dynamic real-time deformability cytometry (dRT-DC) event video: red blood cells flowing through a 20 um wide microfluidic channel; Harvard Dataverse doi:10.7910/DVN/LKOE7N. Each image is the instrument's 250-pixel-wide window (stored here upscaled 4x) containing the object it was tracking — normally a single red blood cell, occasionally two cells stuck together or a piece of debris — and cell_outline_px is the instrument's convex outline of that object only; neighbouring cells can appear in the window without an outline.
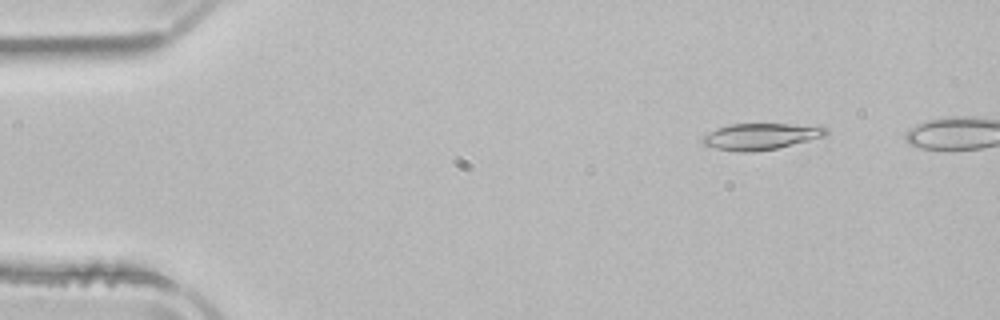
{"species": "common noctule bat (a hibernating species)", "species_latin": "Nyctalus noctula", "temperature_condition": "room temperature", "stored_images_in_passage": 46, "camera_frame_rate_fps": 3000, "um_per_image_px": 0.085, "animal": {"sex": "male", "body_mass_g": 21.5, "forearm_length_mm": 52.0}, "frame": {"image": 1, "passage_image": 6, "time_ms": 1.667, "image_size_px": [1000, 320], "cell_outline_px": [[828, 132], [824, 136], [776, 148], [752, 152], [740, 152], [716, 148], [704, 144], [700, 140], [704, 136], [716, 128], [728, 124], [824, 124], [828, 128]], "centroid_in_image_um": [64.73, 11.57], "position_along_channel_um": 20.3, "area_um2": 19.07}}
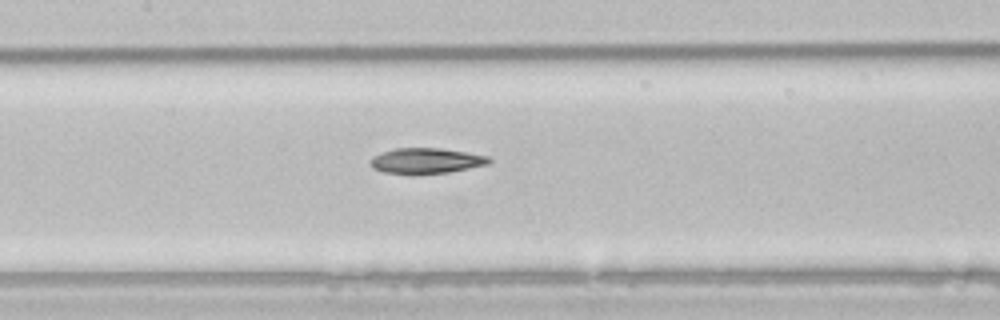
{"frame": {"image": 2, "passage_image": 24, "time_ms": 7.667, "image_size_px": [1000, 320], "cell_outline_px": [[492, 160], [488, 164], [448, 172], [384, 172], [372, 168], [368, 160], [372, 156], [380, 152], [396, 148], [440, 148], [488, 156]], "centroid_in_image_um": [36.18, 13.63], "position_along_channel_um": 171.2, "area_um2": 17.11}}
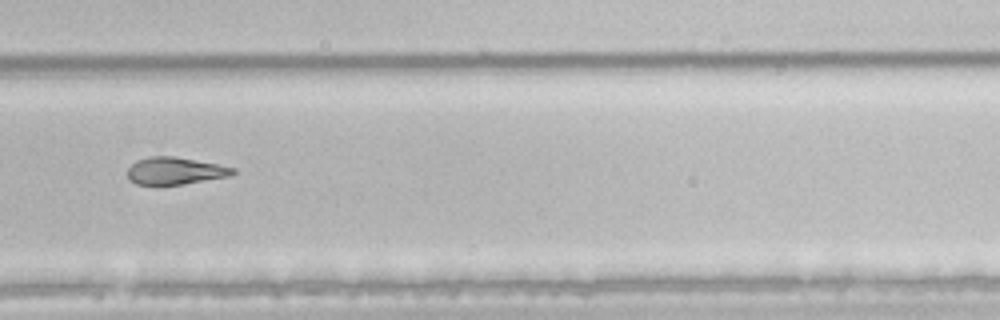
{"frame": {"image": 3, "passage_image": 35, "time_ms": 11.333, "image_size_px": [1000, 320], "cell_outline_px": [[236, 172], [228, 176], [184, 184], [136, 184], [128, 176], [128, 168], [136, 160], [152, 156], [172, 156], [216, 164], [236, 168]], "centroid_in_image_um": [14.88, 14.52], "position_along_channel_um": 314.9, "area_um2": 16.36}, "authors_computed_cell_mechanics": {"area_um2": 18.4671, "velocity_mm_per_s": 3.9421, "shape_relaxation_time_tau1_ms": 8.6893, "shape_relaxation_time_tau2_ms": 9.1241, "deformation_change_tau1": 0.194, "deformation_change_tau2": 0.2003}}